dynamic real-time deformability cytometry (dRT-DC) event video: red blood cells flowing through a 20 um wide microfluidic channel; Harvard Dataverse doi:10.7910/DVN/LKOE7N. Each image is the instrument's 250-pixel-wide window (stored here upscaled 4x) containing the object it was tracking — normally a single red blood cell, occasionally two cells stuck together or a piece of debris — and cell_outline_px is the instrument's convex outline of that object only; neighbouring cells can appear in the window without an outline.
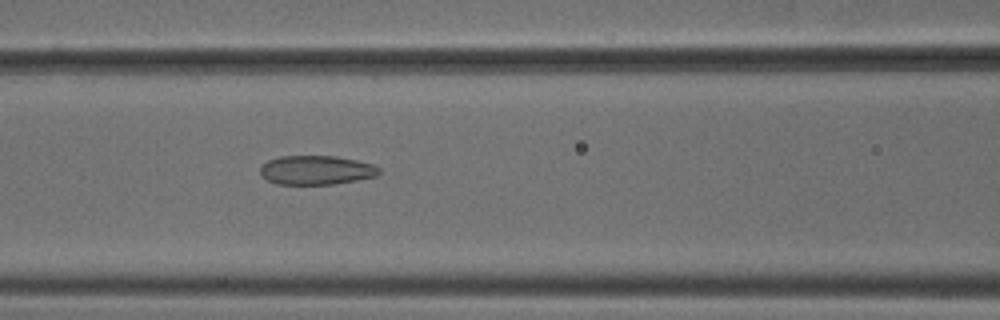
{"species": "common noctule bat (a hibernating species)", "species_latin": "Nyctalus noctula", "temperature_condition": "cold", "stored_images_in_passage": 53, "camera_frame_rate_fps": 3000, "um_per_image_px": 0.085, "animal": {"sex": "male", "body_mass_g": 18.8}, "frame": {"image": 1, "passage_image": 23, "time_ms": 7.333, "image_size_px": [1000, 320], "cell_outline_px": [[380, 172], [376, 176], [356, 180], [332, 184], [276, 184], [260, 176], [260, 168], [268, 160], [280, 156], [336, 156], [356, 160], [372, 164], [380, 168]], "centroid_in_image_um": [26.86, 14.46], "position_along_channel_um": 139.7, "area_um2": 20.11}}
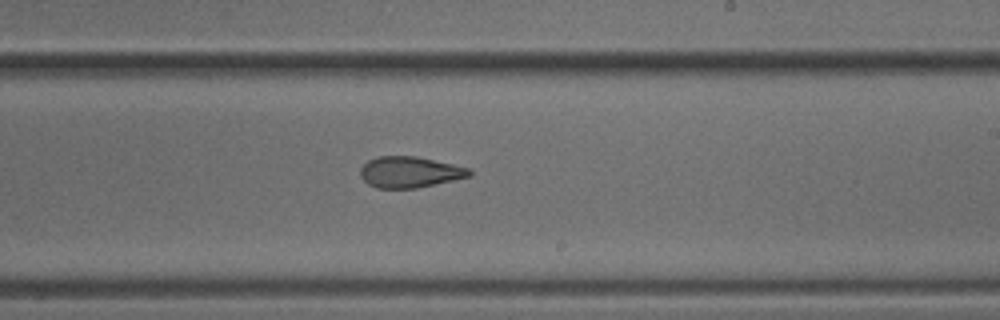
{"frame": {"image": 2, "passage_image": 32, "time_ms": 10.333, "image_size_px": [1000, 320], "cell_outline_px": [[472, 176], [416, 188], [376, 188], [368, 184], [360, 176], [360, 168], [368, 160], [376, 156], [416, 156], [452, 164], [468, 168], [472, 172]], "centroid_in_image_um": [34.8, 14.62], "position_along_channel_um": 254.2, "area_um2": 19.71}}
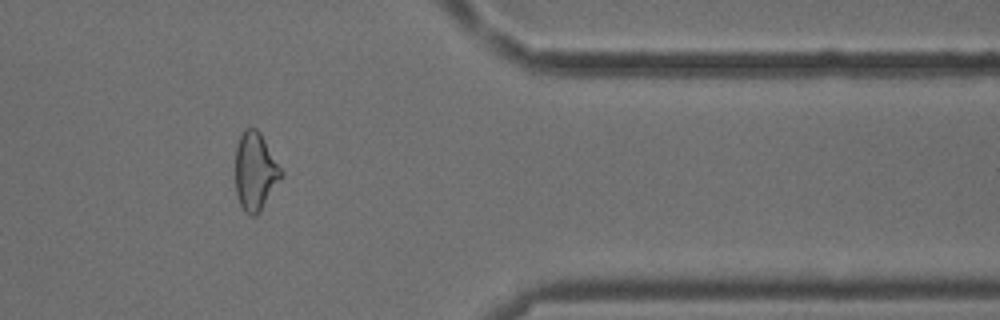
{"frame": {"image": 3, "passage_image": 44, "time_ms": 14.333, "image_size_px": [1000, 320], "cell_outline_px": [[284, 172], [256, 216], [252, 216], [244, 212], [240, 204], [236, 192], [236, 144], [244, 128], [256, 128], [260, 132]], "centroid_in_image_um": [21.68, 14.53], "position_along_channel_um": 389.7, "area_um2": 20.52}, "authors_computed_cell_mechanics": {"area_um2": 21.8484, "velocity_mm_per_s": 3.8121, "shape_relaxation_time_tau1_ms": null, "shape_relaxation_time_tau2_ms": 2.6047, "deformation_change_tau1": null, "deformation_change_tau2": 0.1169}}